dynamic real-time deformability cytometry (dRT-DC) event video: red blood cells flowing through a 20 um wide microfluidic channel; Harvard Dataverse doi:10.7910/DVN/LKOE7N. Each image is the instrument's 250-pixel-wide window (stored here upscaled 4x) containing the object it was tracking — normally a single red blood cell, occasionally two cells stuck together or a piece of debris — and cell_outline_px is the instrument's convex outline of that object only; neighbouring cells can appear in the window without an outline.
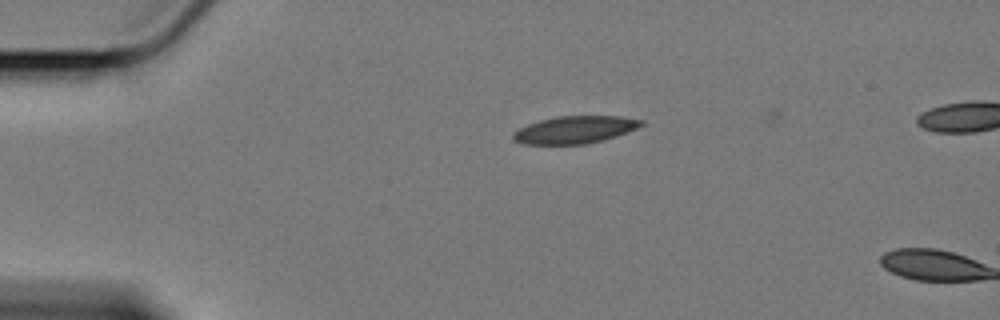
{"species": "Egyptian fruit bat (a non-hibernating species)", "species_latin": "Rousettus aegyptiacus", "temperature_condition": "cold", "stored_images_in_passage": 2, "camera_frame_rate_fps": 3000, "um_per_image_px": 0.085, "animal": {"sex": "female"}, "frame": {"image": 1, "passage_image": 1, "time_ms": 0.0, "image_size_px": [1000, 320], "cell_outline_px": [[644, 124], [636, 128], [616, 136], [584, 144], [524, 144], [516, 140], [512, 136], [512, 132], [528, 124], [540, 120], [556, 116], [620, 116], [644, 120]], "centroid_in_image_um": [48.86, 11.01], "position_along_channel_um": 36.1, "area_um2": 20.23}}